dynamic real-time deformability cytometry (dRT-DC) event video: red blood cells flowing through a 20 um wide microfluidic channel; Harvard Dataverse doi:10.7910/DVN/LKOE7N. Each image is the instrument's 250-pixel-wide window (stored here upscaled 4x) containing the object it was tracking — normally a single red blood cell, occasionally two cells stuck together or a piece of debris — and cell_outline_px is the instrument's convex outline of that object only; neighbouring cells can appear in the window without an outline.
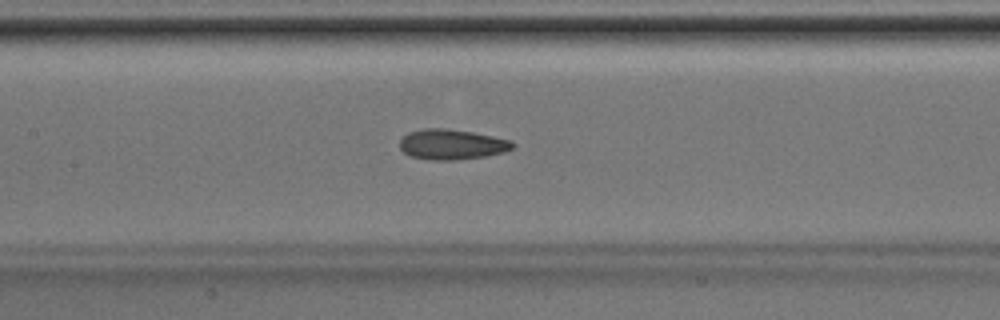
{"species": "Egyptian fruit bat (a non-hibernating species)", "species_latin": "Rousettus aegyptiacus", "temperature_condition": "room temperature", "stored_images_in_passage": 41, "camera_frame_rate_fps": 3000, "um_per_image_px": 0.085, "animal": {"sex": "male"}, "frame": {"image": 1, "passage_image": 18, "time_ms": 5.667, "image_size_px": [1000, 320], "cell_outline_px": [[516, 144], [512, 148], [504, 152], [484, 156], [456, 160], [432, 160], [412, 156], [404, 152], [400, 148], [400, 140], [408, 132], [424, 128], [444, 128], [472, 132], [512, 140]], "centroid_in_image_um": [38.41, 12.27], "position_along_channel_um": 169.0, "area_um2": 19.83}}